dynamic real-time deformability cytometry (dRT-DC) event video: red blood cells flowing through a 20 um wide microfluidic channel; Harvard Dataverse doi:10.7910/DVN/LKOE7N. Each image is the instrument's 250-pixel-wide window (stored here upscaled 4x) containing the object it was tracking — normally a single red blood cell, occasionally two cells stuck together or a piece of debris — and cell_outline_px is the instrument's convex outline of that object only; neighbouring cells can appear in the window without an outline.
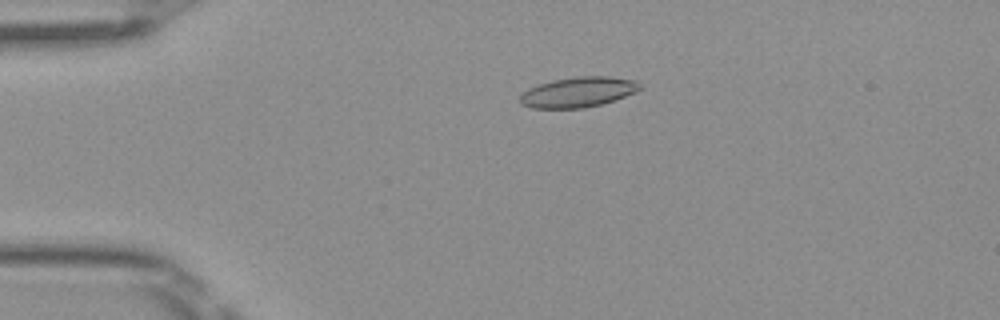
{"species": "Egyptian fruit bat (a non-hibernating species)", "species_latin": "Rousettus aegyptiacus", "temperature_condition": "room temperature", "stored_images_in_passage": 45, "camera_frame_rate_fps": 3000, "um_per_image_px": 0.085, "frame": {"image": 1, "passage_image": 6, "time_ms": 1.667, "image_size_px": [1000, 320], "cell_outline_px": [[640, 88], [636, 92], [616, 100], [584, 108], [532, 108], [520, 104], [520, 96], [528, 88], [552, 80], [576, 76], [608, 76], [636, 80], [640, 84]], "centroid_in_image_um": [49.15, 7.82], "position_along_channel_um": 35.8, "area_um2": 21.15}}
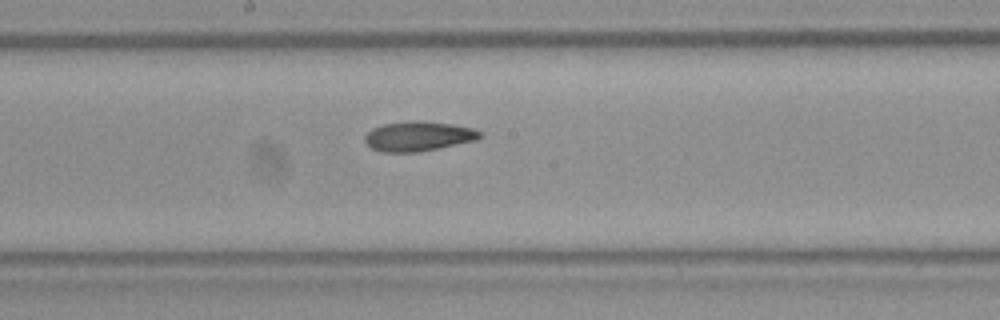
{"frame": {"image": 2, "passage_image": 22, "time_ms": 7.0, "image_size_px": [1000, 320], "cell_outline_px": [[484, 132], [476, 140], [416, 152], [380, 152], [372, 148], [364, 140], [364, 136], [372, 128], [384, 124], [412, 120], [420, 120], [452, 124], [472, 128]], "centroid_in_image_um": [35.54, 11.57], "position_along_channel_um": 212.7, "area_um2": 19.83}}
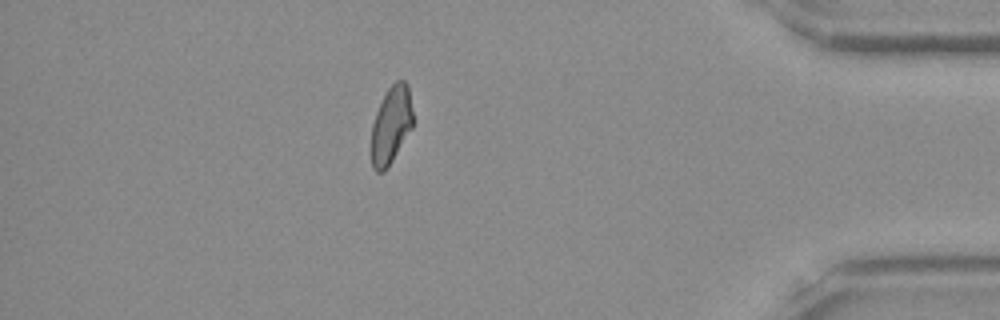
{"frame": {"image": 3, "passage_image": 39, "time_ms": 12.667, "image_size_px": [1000, 320], "cell_outline_px": [[412, 128], [392, 160], [384, 172], [376, 172], [372, 168], [372, 124], [376, 112], [388, 88], [396, 80], [404, 80], [408, 84], [412, 112]], "centroid_in_image_um": [33.24, 10.62], "position_along_channel_um": 402.0, "area_um2": 18.5}, "authors_computed_cell_mechanics": {"area_um2": 19.8832, "velocity_mm_per_s": 4.0463, "shape_relaxation_time_tau1_ms": null, "shape_relaxation_time_tau2_ms": 3.636, "deformation_change_tau1": null, "deformation_change_tau2": 0.1014}}